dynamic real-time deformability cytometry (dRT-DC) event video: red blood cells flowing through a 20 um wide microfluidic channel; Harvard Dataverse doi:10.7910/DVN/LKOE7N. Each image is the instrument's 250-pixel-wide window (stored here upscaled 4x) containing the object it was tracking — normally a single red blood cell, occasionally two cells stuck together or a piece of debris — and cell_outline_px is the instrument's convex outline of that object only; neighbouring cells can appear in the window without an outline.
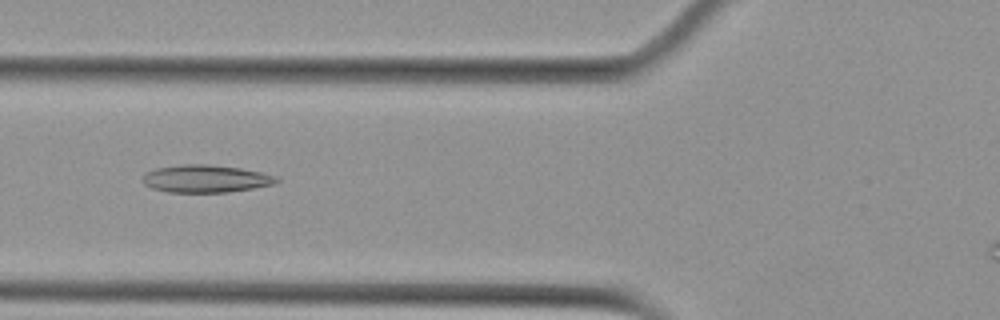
{"species": "Egyptian fruit bat (a non-hibernating species)", "species_latin": "Rousettus aegyptiacus", "temperature_condition": "cold", "stored_images_in_passage": 8, "camera_frame_rate_fps": 3000, "um_per_image_px": 0.085, "animal": {"sex": "female"}, "frame": {"image": 1, "passage_image": 6, "time_ms": 6.667, "image_size_px": [1000, 320], "cell_outline_px": [[280, 180], [276, 184], [228, 192], [168, 192], [152, 188], [144, 184], [144, 172], [156, 168], [184, 164], [208, 164], [240, 168], [260, 172], [276, 176]], "centroid_in_image_um": [17.49, 15.19], "position_along_channel_um": 108.3, "area_um2": 21.44}}
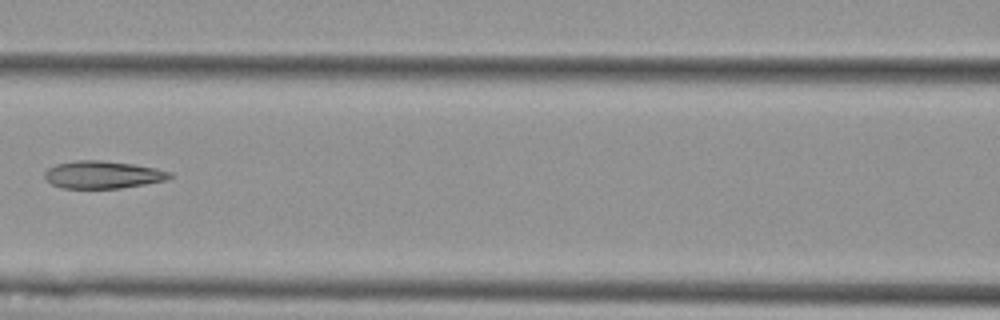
{"frame": {"image": 2, "passage_image": 7, "time_ms": 8.0, "image_size_px": [1000, 320], "cell_outline_px": [[172, 176], [168, 180], [120, 188], [64, 188], [52, 184], [44, 176], [44, 172], [48, 168], [56, 164], [76, 160], [104, 160], [132, 164], [156, 168], [172, 172]], "centroid_in_image_um": [8.75, 14.84], "position_along_channel_um": 157.8, "area_um2": 20.06}}
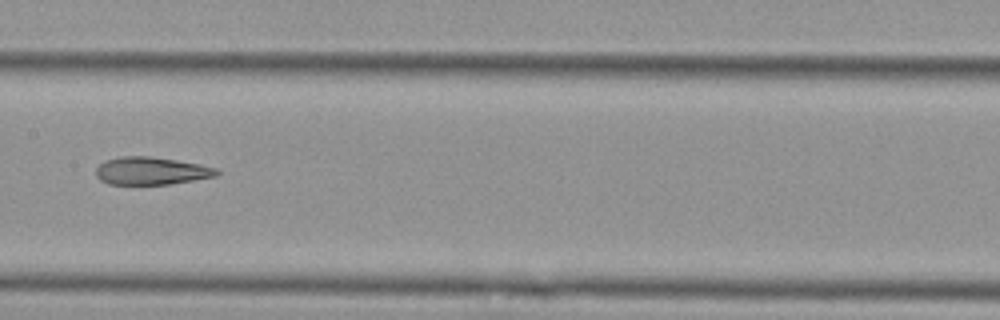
{"frame": {"image": 3, "passage_image": 8, "time_ms": 9.0, "image_size_px": [1000, 320], "cell_outline_px": [[220, 172], [216, 176], [168, 184], [108, 184], [100, 180], [96, 176], [96, 168], [104, 160], [120, 156], [152, 156], [200, 164], [216, 168]], "centroid_in_image_um": [12.82, 14.51], "position_along_channel_um": 194.6, "area_um2": 19.48}}